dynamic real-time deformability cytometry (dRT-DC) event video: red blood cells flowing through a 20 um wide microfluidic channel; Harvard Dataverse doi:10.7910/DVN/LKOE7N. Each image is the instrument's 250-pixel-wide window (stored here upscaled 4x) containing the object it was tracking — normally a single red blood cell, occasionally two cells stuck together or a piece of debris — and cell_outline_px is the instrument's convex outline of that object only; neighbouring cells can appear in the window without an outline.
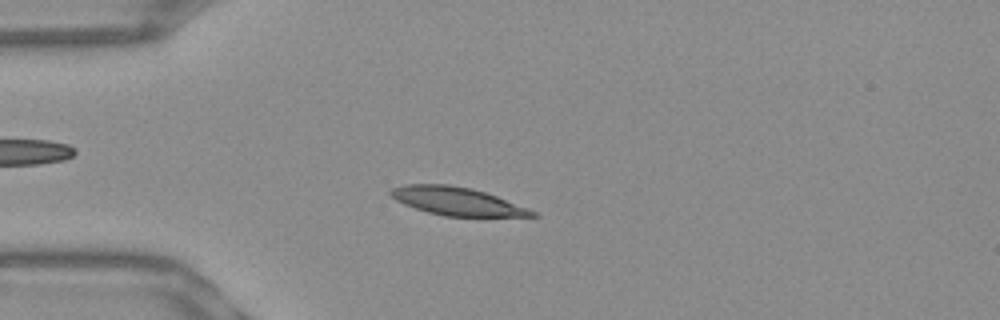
{"species": "Egyptian fruit bat (a non-hibernating species)", "species_latin": "Rousettus aegyptiacus", "temperature_condition": "warm", "stored_images_in_passage": 43, "camera_frame_rate_fps": 3000, "um_per_image_px": 0.085, "frame": {"image": 1, "passage_image": 5, "time_ms": 1.333, "image_size_px": [1000, 320], "cell_outline_px": [[540, 216], [444, 216], [428, 212], [404, 204], [396, 200], [388, 192], [392, 188], [404, 184], [448, 184], [472, 188], [496, 196], [528, 208], [536, 212]], "centroid_in_image_um": [38.82, 17.09], "position_along_channel_um": 46.2, "area_um2": 22.95}}
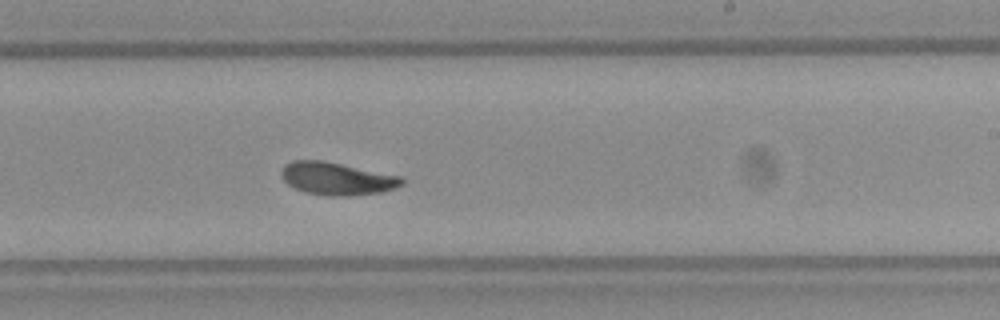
{"frame": {"image": 2, "passage_image": 23, "time_ms": 7.333, "image_size_px": [1000, 320], "cell_outline_px": [[404, 184], [396, 188], [380, 192], [348, 196], [328, 196], [304, 192], [288, 184], [280, 176], [280, 172], [284, 164], [292, 160], [320, 160], [400, 176], [404, 180]], "centroid_in_image_um": [28.6, 15.19], "position_along_channel_um": 260.4, "area_um2": 22.83}}
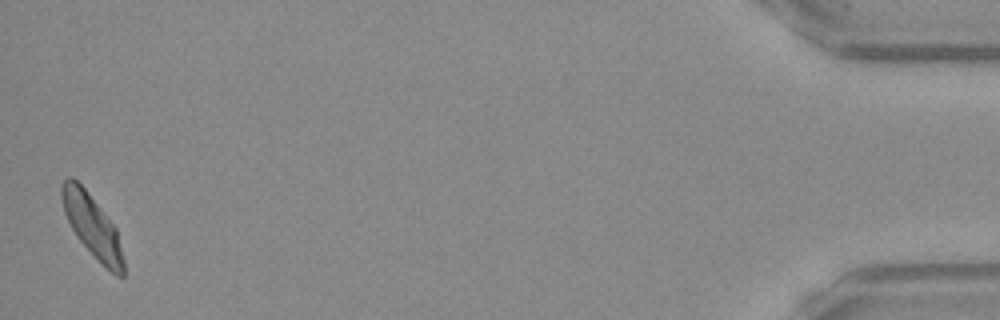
{"frame": {"image": 3, "passage_image": 43, "time_ms": 14.0, "image_size_px": [1000, 320], "cell_outline_px": [[124, 276], [116, 276], [76, 236], [64, 212], [60, 196], [60, 188], [64, 180], [68, 176], [72, 176], [84, 188], [116, 228], [124, 260]], "centroid_in_image_um": [7.82, 19.16], "position_along_channel_um": 427.4, "area_um2": 21.73}, "authors_computed_cell_mechanics": {"area_um2": 22.6576, "velocity_mm_per_s": 3.8692, "shape_relaxation_time_tau1_ms": 6.6108, "shape_relaxation_time_tau2_ms": 2.6159, "deformation_change_tau1": 0.1651, "deformation_change_tau2": 0.0782}}